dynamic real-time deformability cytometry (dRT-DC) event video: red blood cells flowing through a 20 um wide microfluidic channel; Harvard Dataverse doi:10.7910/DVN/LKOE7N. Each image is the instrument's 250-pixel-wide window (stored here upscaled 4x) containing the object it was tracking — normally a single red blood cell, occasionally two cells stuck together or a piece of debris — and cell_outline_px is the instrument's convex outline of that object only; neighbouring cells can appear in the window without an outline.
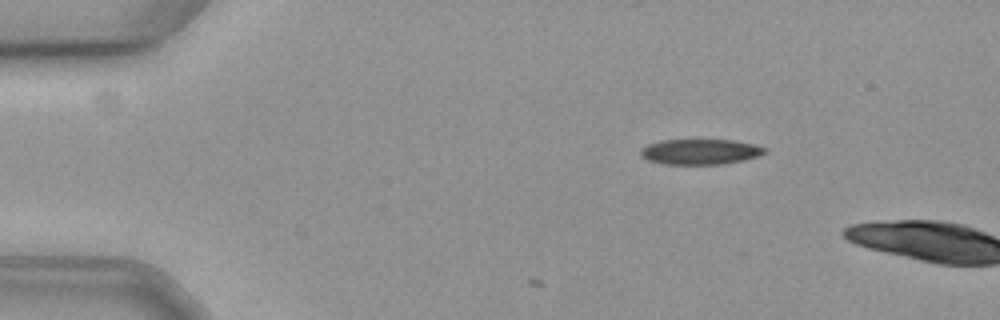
{"species": "common noctule bat (a hibernating species)", "species_latin": "Nyctalus noctula", "temperature_condition": "cold", "stored_images_in_passage": 4, "camera_frame_rate_fps": 3000, "um_per_image_px": 0.085, "animal": {"sex": "female", "body_mass_g": 19.3, "forearm_length_mm": 54.1}, "frame": {"image": 1, "passage_image": 1, "time_ms": 0.0, "image_size_px": [1000, 320], "cell_outline_px": [[768, 152], [760, 156], [744, 160], [724, 164], [664, 164], [648, 160], [640, 156], [640, 148], [648, 144], [660, 140], [736, 140], [768, 148]], "centroid_in_image_um": [59.54, 12.9], "position_along_channel_um": 25.5, "area_um2": 18.61}}